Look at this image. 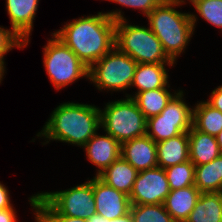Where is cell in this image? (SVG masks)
I'll return each mask as SVG.
<instances>
[{
  "instance_id": "277c9868",
  "label": "cell",
  "mask_w": 222,
  "mask_h": 222,
  "mask_svg": "<svg viewBox=\"0 0 222 222\" xmlns=\"http://www.w3.org/2000/svg\"><path fill=\"white\" fill-rule=\"evenodd\" d=\"M115 21V46L139 63H174L150 27L131 25L122 10L104 12Z\"/></svg>"
},
{
  "instance_id": "d4e9b609",
  "label": "cell",
  "mask_w": 222,
  "mask_h": 222,
  "mask_svg": "<svg viewBox=\"0 0 222 222\" xmlns=\"http://www.w3.org/2000/svg\"><path fill=\"white\" fill-rule=\"evenodd\" d=\"M130 213L134 222H175L164 204H131Z\"/></svg>"
},
{
  "instance_id": "8992f818",
  "label": "cell",
  "mask_w": 222,
  "mask_h": 222,
  "mask_svg": "<svg viewBox=\"0 0 222 222\" xmlns=\"http://www.w3.org/2000/svg\"><path fill=\"white\" fill-rule=\"evenodd\" d=\"M43 49V66L56 90L84 78L88 79L89 68L77 55L53 33Z\"/></svg>"
},
{
  "instance_id": "9c48e42d",
  "label": "cell",
  "mask_w": 222,
  "mask_h": 222,
  "mask_svg": "<svg viewBox=\"0 0 222 222\" xmlns=\"http://www.w3.org/2000/svg\"><path fill=\"white\" fill-rule=\"evenodd\" d=\"M39 194L60 215L88 219L96 214L93 178L69 189Z\"/></svg>"
},
{
  "instance_id": "d590c367",
  "label": "cell",
  "mask_w": 222,
  "mask_h": 222,
  "mask_svg": "<svg viewBox=\"0 0 222 222\" xmlns=\"http://www.w3.org/2000/svg\"><path fill=\"white\" fill-rule=\"evenodd\" d=\"M162 2H167V3H173L176 5H180L182 6V4L184 5L186 3V0H161ZM189 1V3H191L192 5L197 1V0H187Z\"/></svg>"
},
{
  "instance_id": "f1b7e54d",
  "label": "cell",
  "mask_w": 222,
  "mask_h": 222,
  "mask_svg": "<svg viewBox=\"0 0 222 222\" xmlns=\"http://www.w3.org/2000/svg\"><path fill=\"white\" fill-rule=\"evenodd\" d=\"M125 6L128 8L138 9L146 17L154 8H156L161 0H106Z\"/></svg>"
},
{
  "instance_id": "2e32d148",
  "label": "cell",
  "mask_w": 222,
  "mask_h": 222,
  "mask_svg": "<svg viewBox=\"0 0 222 222\" xmlns=\"http://www.w3.org/2000/svg\"><path fill=\"white\" fill-rule=\"evenodd\" d=\"M156 147L157 164L158 167L163 169L189 160L188 132H183L170 139L157 142Z\"/></svg>"
},
{
  "instance_id": "83f0119b",
  "label": "cell",
  "mask_w": 222,
  "mask_h": 222,
  "mask_svg": "<svg viewBox=\"0 0 222 222\" xmlns=\"http://www.w3.org/2000/svg\"><path fill=\"white\" fill-rule=\"evenodd\" d=\"M15 48H25L24 41L10 28L0 26V61L5 64V55Z\"/></svg>"
},
{
  "instance_id": "5b68a950",
  "label": "cell",
  "mask_w": 222,
  "mask_h": 222,
  "mask_svg": "<svg viewBox=\"0 0 222 222\" xmlns=\"http://www.w3.org/2000/svg\"><path fill=\"white\" fill-rule=\"evenodd\" d=\"M101 128L120 144L146 135L147 119L132 97L105 103L100 109Z\"/></svg>"
},
{
  "instance_id": "cb8c5ba5",
  "label": "cell",
  "mask_w": 222,
  "mask_h": 222,
  "mask_svg": "<svg viewBox=\"0 0 222 222\" xmlns=\"http://www.w3.org/2000/svg\"><path fill=\"white\" fill-rule=\"evenodd\" d=\"M165 173L170 190L186 188L194 185L195 165L190 160L166 168Z\"/></svg>"
},
{
  "instance_id": "f546056e",
  "label": "cell",
  "mask_w": 222,
  "mask_h": 222,
  "mask_svg": "<svg viewBox=\"0 0 222 222\" xmlns=\"http://www.w3.org/2000/svg\"><path fill=\"white\" fill-rule=\"evenodd\" d=\"M206 102L213 108L222 112V85L217 86L210 94Z\"/></svg>"
},
{
  "instance_id": "d6a6232c",
  "label": "cell",
  "mask_w": 222,
  "mask_h": 222,
  "mask_svg": "<svg viewBox=\"0 0 222 222\" xmlns=\"http://www.w3.org/2000/svg\"><path fill=\"white\" fill-rule=\"evenodd\" d=\"M37 196H38V193H37V194H34V195H31V196L28 198L30 205L33 207L32 210L34 211V212H33V215H35V216H34L35 222H46L44 216L34 207V202H35Z\"/></svg>"
},
{
  "instance_id": "e0dca14e",
  "label": "cell",
  "mask_w": 222,
  "mask_h": 222,
  "mask_svg": "<svg viewBox=\"0 0 222 222\" xmlns=\"http://www.w3.org/2000/svg\"><path fill=\"white\" fill-rule=\"evenodd\" d=\"M201 192L195 185L171 190L164 206L175 222H185L195 207Z\"/></svg>"
},
{
  "instance_id": "e575fe53",
  "label": "cell",
  "mask_w": 222,
  "mask_h": 222,
  "mask_svg": "<svg viewBox=\"0 0 222 222\" xmlns=\"http://www.w3.org/2000/svg\"><path fill=\"white\" fill-rule=\"evenodd\" d=\"M87 222H108V219L96 213L88 218Z\"/></svg>"
},
{
  "instance_id": "4dcf8cb0",
  "label": "cell",
  "mask_w": 222,
  "mask_h": 222,
  "mask_svg": "<svg viewBox=\"0 0 222 222\" xmlns=\"http://www.w3.org/2000/svg\"><path fill=\"white\" fill-rule=\"evenodd\" d=\"M9 194L8 188L0 181V210L13 207Z\"/></svg>"
},
{
  "instance_id": "6da1fadb",
  "label": "cell",
  "mask_w": 222,
  "mask_h": 222,
  "mask_svg": "<svg viewBox=\"0 0 222 222\" xmlns=\"http://www.w3.org/2000/svg\"><path fill=\"white\" fill-rule=\"evenodd\" d=\"M53 34L90 68L115 46V21L101 11L73 19Z\"/></svg>"
},
{
  "instance_id": "52a82bcc",
  "label": "cell",
  "mask_w": 222,
  "mask_h": 222,
  "mask_svg": "<svg viewBox=\"0 0 222 222\" xmlns=\"http://www.w3.org/2000/svg\"><path fill=\"white\" fill-rule=\"evenodd\" d=\"M137 62L114 46L90 68L88 80L99 91H123L130 89Z\"/></svg>"
},
{
  "instance_id": "9a60e30c",
  "label": "cell",
  "mask_w": 222,
  "mask_h": 222,
  "mask_svg": "<svg viewBox=\"0 0 222 222\" xmlns=\"http://www.w3.org/2000/svg\"><path fill=\"white\" fill-rule=\"evenodd\" d=\"M167 66L175 63H139L136 66L131 88L137 87L135 94L125 93V97H134L137 93L158 88H169V74Z\"/></svg>"
},
{
  "instance_id": "836d02e7",
  "label": "cell",
  "mask_w": 222,
  "mask_h": 222,
  "mask_svg": "<svg viewBox=\"0 0 222 222\" xmlns=\"http://www.w3.org/2000/svg\"><path fill=\"white\" fill-rule=\"evenodd\" d=\"M108 222H134V219L131 213H127L122 217L115 218V219H108Z\"/></svg>"
},
{
  "instance_id": "74e56055",
  "label": "cell",
  "mask_w": 222,
  "mask_h": 222,
  "mask_svg": "<svg viewBox=\"0 0 222 222\" xmlns=\"http://www.w3.org/2000/svg\"><path fill=\"white\" fill-rule=\"evenodd\" d=\"M216 141H217L219 148L222 152V131L216 136Z\"/></svg>"
},
{
  "instance_id": "8d00e7d4",
  "label": "cell",
  "mask_w": 222,
  "mask_h": 222,
  "mask_svg": "<svg viewBox=\"0 0 222 222\" xmlns=\"http://www.w3.org/2000/svg\"><path fill=\"white\" fill-rule=\"evenodd\" d=\"M5 69H6L5 65L0 61V83L3 81L2 79L6 71Z\"/></svg>"
},
{
  "instance_id": "7a4b0ae2",
  "label": "cell",
  "mask_w": 222,
  "mask_h": 222,
  "mask_svg": "<svg viewBox=\"0 0 222 222\" xmlns=\"http://www.w3.org/2000/svg\"><path fill=\"white\" fill-rule=\"evenodd\" d=\"M101 128L100 108L95 105L64 102L52 111L42 130L43 145L60 141L83 147Z\"/></svg>"
},
{
  "instance_id": "1f68e13d",
  "label": "cell",
  "mask_w": 222,
  "mask_h": 222,
  "mask_svg": "<svg viewBox=\"0 0 222 222\" xmlns=\"http://www.w3.org/2000/svg\"><path fill=\"white\" fill-rule=\"evenodd\" d=\"M17 211L14 207L0 210V222H17Z\"/></svg>"
},
{
  "instance_id": "4fadbf2b",
  "label": "cell",
  "mask_w": 222,
  "mask_h": 222,
  "mask_svg": "<svg viewBox=\"0 0 222 222\" xmlns=\"http://www.w3.org/2000/svg\"><path fill=\"white\" fill-rule=\"evenodd\" d=\"M40 0H6L11 29L24 41L27 47Z\"/></svg>"
},
{
  "instance_id": "7c38bea8",
  "label": "cell",
  "mask_w": 222,
  "mask_h": 222,
  "mask_svg": "<svg viewBox=\"0 0 222 222\" xmlns=\"http://www.w3.org/2000/svg\"><path fill=\"white\" fill-rule=\"evenodd\" d=\"M87 159L97 166L95 176H99L107 167L121 157V144L110 134L98 132L82 147Z\"/></svg>"
},
{
  "instance_id": "5bb4252c",
  "label": "cell",
  "mask_w": 222,
  "mask_h": 222,
  "mask_svg": "<svg viewBox=\"0 0 222 222\" xmlns=\"http://www.w3.org/2000/svg\"><path fill=\"white\" fill-rule=\"evenodd\" d=\"M121 157L138 172L158 167L156 142L148 135L122 143Z\"/></svg>"
},
{
  "instance_id": "4316f807",
  "label": "cell",
  "mask_w": 222,
  "mask_h": 222,
  "mask_svg": "<svg viewBox=\"0 0 222 222\" xmlns=\"http://www.w3.org/2000/svg\"><path fill=\"white\" fill-rule=\"evenodd\" d=\"M34 207L44 216L46 222H87V219L60 215L38 192Z\"/></svg>"
},
{
  "instance_id": "484cf974",
  "label": "cell",
  "mask_w": 222,
  "mask_h": 222,
  "mask_svg": "<svg viewBox=\"0 0 222 222\" xmlns=\"http://www.w3.org/2000/svg\"><path fill=\"white\" fill-rule=\"evenodd\" d=\"M193 7L202 19L222 32V0H197Z\"/></svg>"
},
{
  "instance_id": "ba28073f",
  "label": "cell",
  "mask_w": 222,
  "mask_h": 222,
  "mask_svg": "<svg viewBox=\"0 0 222 222\" xmlns=\"http://www.w3.org/2000/svg\"><path fill=\"white\" fill-rule=\"evenodd\" d=\"M184 100V92L179 89L160 114L147 119L146 135L157 143L189 132L193 107Z\"/></svg>"
},
{
  "instance_id": "30bf717a",
  "label": "cell",
  "mask_w": 222,
  "mask_h": 222,
  "mask_svg": "<svg viewBox=\"0 0 222 222\" xmlns=\"http://www.w3.org/2000/svg\"><path fill=\"white\" fill-rule=\"evenodd\" d=\"M170 191L165 169L155 167L138 172L129 198L131 204H164Z\"/></svg>"
},
{
  "instance_id": "7402d4cb",
  "label": "cell",
  "mask_w": 222,
  "mask_h": 222,
  "mask_svg": "<svg viewBox=\"0 0 222 222\" xmlns=\"http://www.w3.org/2000/svg\"><path fill=\"white\" fill-rule=\"evenodd\" d=\"M193 107L192 126L203 133L217 136L222 131V112L206 101H197Z\"/></svg>"
},
{
  "instance_id": "603a6c76",
  "label": "cell",
  "mask_w": 222,
  "mask_h": 222,
  "mask_svg": "<svg viewBox=\"0 0 222 222\" xmlns=\"http://www.w3.org/2000/svg\"><path fill=\"white\" fill-rule=\"evenodd\" d=\"M170 91L168 88L147 90L137 93L133 99L146 119H149L160 114L179 90H173V94Z\"/></svg>"
},
{
  "instance_id": "ffe728a7",
  "label": "cell",
  "mask_w": 222,
  "mask_h": 222,
  "mask_svg": "<svg viewBox=\"0 0 222 222\" xmlns=\"http://www.w3.org/2000/svg\"><path fill=\"white\" fill-rule=\"evenodd\" d=\"M185 222H222V192L201 193Z\"/></svg>"
},
{
  "instance_id": "ac0fdd59",
  "label": "cell",
  "mask_w": 222,
  "mask_h": 222,
  "mask_svg": "<svg viewBox=\"0 0 222 222\" xmlns=\"http://www.w3.org/2000/svg\"><path fill=\"white\" fill-rule=\"evenodd\" d=\"M188 136L189 160L195 166L209 163L222 154L215 136L198 131L193 126Z\"/></svg>"
},
{
  "instance_id": "3957f363",
  "label": "cell",
  "mask_w": 222,
  "mask_h": 222,
  "mask_svg": "<svg viewBox=\"0 0 222 222\" xmlns=\"http://www.w3.org/2000/svg\"><path fill=\"white\" fill-rule=\"evenodd\" d=\"M180 5L161 2L146 17L167 56L176 64L194 34L197 15L175 9ZM196 23V24H195Z\"/></svg>"
},
{
  "instance_id": "44dd1931",
  "label": "cell",
  "mask_w": 222,
  "mask_h": 222,
  "mask_svg": "<svg viewBox=\"0 0 222 222\" xmlns=\"http://www.w3.org/2000/svg\"><path fill=\"white\" fill-rule=\"evenodd\" d=\"M194 185L201 193L222 192V154L209 163L195 166Z\"/></svg>"
},
{
  "instance_id": "d6986e66",
  "label": "cell",
  "mask_w": 222,
  "mask_h": 222,
  "mask_svg": "<svg viewBox=\"0 0 222 222\" xmlns=\"http://www.w3.org/2000/svg\"><path fill=\"white\" fill-rule=\"evenodd\" d=\"M138 171L122 157L107 167L98 177L107 185L130 195Z\"/></svg>"
},
{
  "instance_id": "8fae6325",
  "label": "cell",
  "mask_w": 222,
  "mask_h": 222,
  "mask_svg": "<svg viewBox=\"0 0 222 222\" xmlns=\"http://www.w3.org/2000/svg\"><path fill=\"white\" fill-rule=\"evenodd\" d=\"M93 191L97 214L115 219L130 212L129 196L107 185L98 176L93 177Z\"/></svg>"
}]
</instances>
